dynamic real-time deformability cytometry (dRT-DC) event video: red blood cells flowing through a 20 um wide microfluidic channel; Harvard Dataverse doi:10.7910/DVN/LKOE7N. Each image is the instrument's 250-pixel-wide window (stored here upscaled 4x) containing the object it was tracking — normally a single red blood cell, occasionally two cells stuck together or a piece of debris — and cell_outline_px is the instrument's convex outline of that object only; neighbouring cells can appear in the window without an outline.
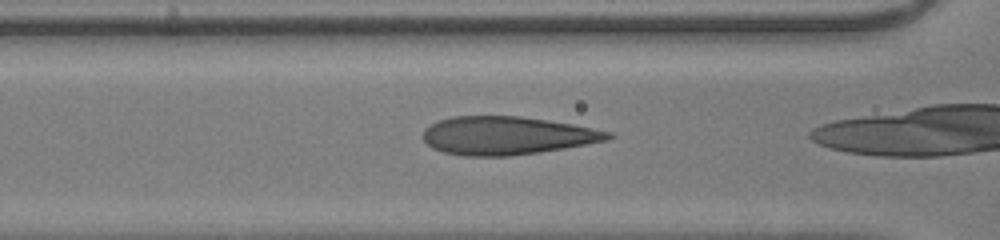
{"species": "human", "species_latin": "Homo sapiens", "temperature_condition": "room temperature", "stored_images_in_passage": 22, "camera_frame_rate_fps": 3000, "um_per_image_px": 0.085, "donor": {"sex": "male"}, "frame": {"image": 1, "passage_image": 3, "time_ms": 0.667, "image_size_px": [1000, 240], "cell_outline_px": [[616, 136], [608, 140], [564, 148], [540, 152], [508, 156], [464, 156], [444, 152], [432, 148], [424, 140], [424, 128], [436, 120], [452, 116], [520, 116], [572, 124], [612, 132]], "centroid_in_image_um": [43.07, 11.52], "position_along_channel_um": 123.5, "area_um2": 41.21}}
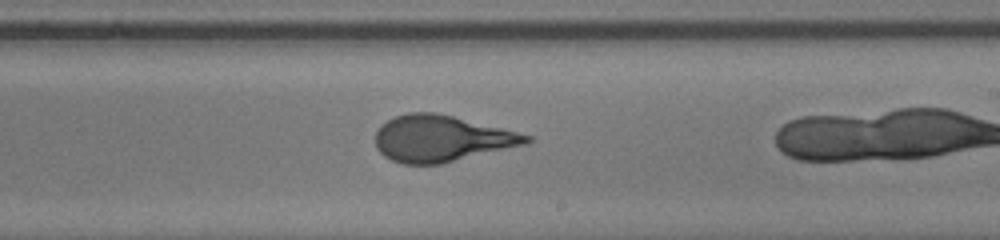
{"frame": {"image": 2, "passage_image": 12, "time_ms": 3.667, "image_size_px": [1000, 240], "cell_outline_px": [[532, 140], [528, 144], [440, 164], [404, 164], [392, 160], [384, 156], [376, 148], [376, 132], [380, 124], [396, 116], [408, 112], [436, 112], [532, 136]], "centroid_in_image_um": [37.49, 11.78], "position_along_channel_um": 251.5, "area_um2": 40.52}}
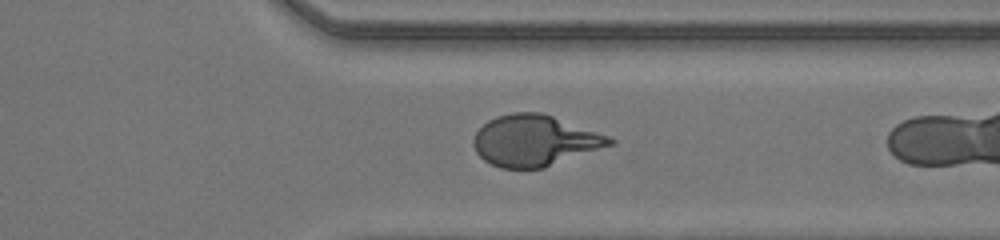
{"frame": {"image": 3, "passage_image": 20, "time_ms": 6.333, "image_size_px": [1000, 240], "cell_outline_px": [[616, 144], [544, 168], [500, 168], [484, 160], [476, 152], [472, 144], [472, 140], [476, 132], [488, 120], [496, 116], [512, 112], [540, 112], [552, 116], [608, 136], [616, 140]], "centroid_in_image_um": [45.44, 11.96], "position_along_channel_um": 366.0, "area_um2": 40.46}}